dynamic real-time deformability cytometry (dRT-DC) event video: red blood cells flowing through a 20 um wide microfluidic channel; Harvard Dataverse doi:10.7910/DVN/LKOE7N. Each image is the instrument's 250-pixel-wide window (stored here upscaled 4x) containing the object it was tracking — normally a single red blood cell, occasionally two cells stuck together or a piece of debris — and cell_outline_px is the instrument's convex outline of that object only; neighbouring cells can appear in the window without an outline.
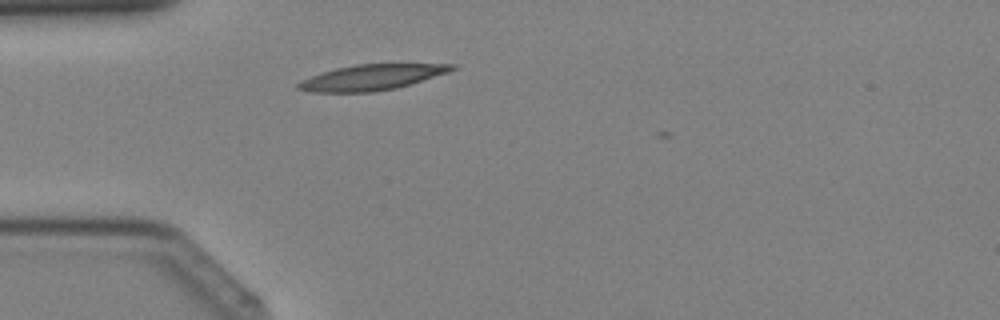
{"species": "Egyptian fruit bat (a non-hibernating species)", "species_latin": "Rousettus aegyptiacus", "temperature_condition": "cold", "stored_images_in_passage": 2, "camera_frame_rate_fps": 3000, "um_per_image_px": 0.085, "animal": {"sex": "female"}, "frame": {"image": 1, "passage_image": 1, "time_ms": 0.0, "image_size_px": [1000, 320], "cell_outline_px": [[456, 68], [448, 72], [396, 88], [372, 92], [312, 92], [296, 88], [296, 84], [300, 80], [336, 68], [356, 64], [456, 64]], "centroid_in_image_um": [31.56, 6.57], "position_along_channel_um": 53.4, "area_um2": 22.6}}